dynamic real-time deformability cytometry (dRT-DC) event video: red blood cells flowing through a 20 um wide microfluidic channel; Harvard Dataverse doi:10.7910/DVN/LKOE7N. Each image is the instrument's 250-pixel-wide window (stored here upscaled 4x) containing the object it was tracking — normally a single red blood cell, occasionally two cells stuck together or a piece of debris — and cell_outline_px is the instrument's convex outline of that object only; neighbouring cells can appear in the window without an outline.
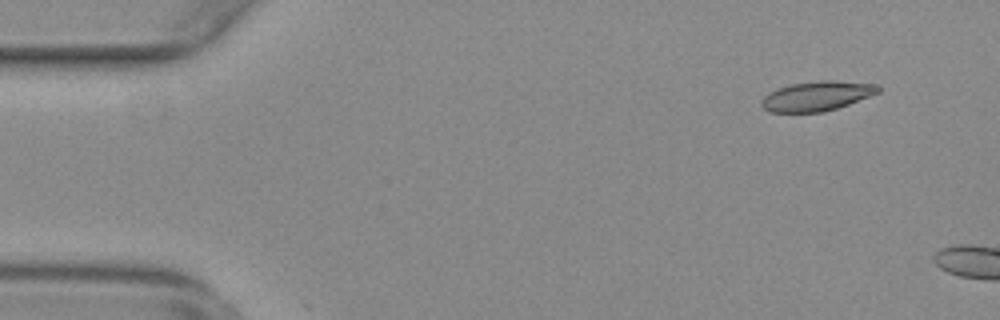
{"species": "common noctule bat (a hibernating species)", "species_latin": "Nyctalus noctula", "temperature_condition": "warm", "stored_images_in_passage": 7, "camera_frame_rate_fps": 3000, "um_per_image_px": 0.085, "animal": {"sex": "female", "body_mass_g": 29.2, "forearm_length_mm": 56.3}, "frame": {"image": 1, "passage_image": 5, "time_ms": 1.333, "image_size_px": [1000, 320], "cell_outline_px": [[880, 92], [848, 104], [824, 112], [772, 112], [764, 108], [760, 104], [760, 100], [768, 92], [792, 84], [820, 80], [836, 80], [880, 84]], "centroid_in_image_um": [69.45, 8.15], "position_along_channel_um": 15.5, "area_um2": 20.17}}